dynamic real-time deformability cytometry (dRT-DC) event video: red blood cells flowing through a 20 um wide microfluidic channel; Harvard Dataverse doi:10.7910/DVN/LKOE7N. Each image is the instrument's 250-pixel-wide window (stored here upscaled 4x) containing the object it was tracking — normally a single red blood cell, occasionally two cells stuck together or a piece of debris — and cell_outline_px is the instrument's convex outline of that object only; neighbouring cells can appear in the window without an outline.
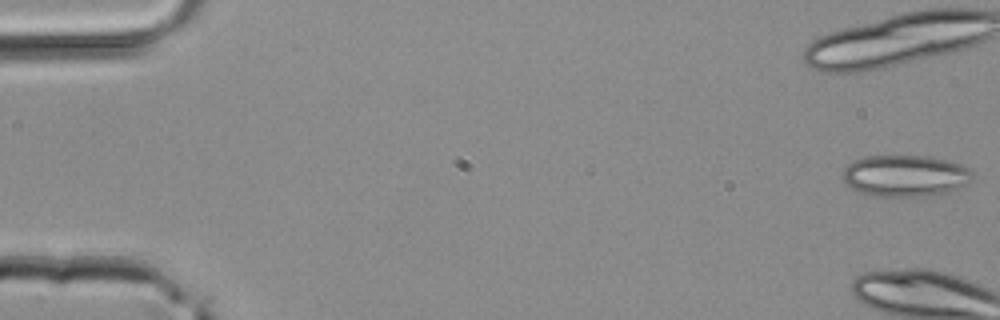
{"species": "common noctule bat (a hibernating species)", "species_latin": "Nyctalus noctula", "temperature_condition": "room temperature", "stored_images_in_passage": 5, "camera_frame_rate_fps": 3000, "um_per_image_px": 0.085, "animal": {"sex": "male", "body_mass_g": 20.4}, "frame": {"image": 1, "passage_image": 1, "time_ms": 0.0, "image_size_px": [1000, 320], "cell_outline_px": [[972, 180], [956, 192], [932, 196], [876, 196], [852, 188], [844, 180], [840, 172], [852, 160], [864, 156], [928, 156], [960, 164], [968, 168], [972, 172]], "centroid_in_image_um": [76.98, 14.95], "position_along_channel_um": 8.0, "area_um2": 31.73}}